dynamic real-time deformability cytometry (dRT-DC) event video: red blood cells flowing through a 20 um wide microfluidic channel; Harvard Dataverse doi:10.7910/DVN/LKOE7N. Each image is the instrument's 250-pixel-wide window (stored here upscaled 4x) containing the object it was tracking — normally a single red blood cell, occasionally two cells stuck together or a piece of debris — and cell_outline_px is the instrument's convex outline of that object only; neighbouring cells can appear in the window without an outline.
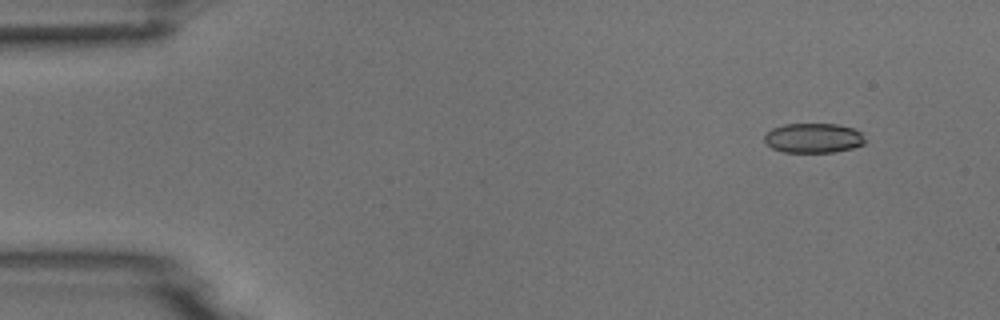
{"species": "common noctule bat (a hibernating species)", "species_latin": "Nyctalus noctula", "temperature_condition": "room temperature", "stored_images_in_passage": 5, "camera_frame_rate_fps": 3000, "um_per_image_px": 0.085, "animal": {"sex": "male", "body_mass_g": 18.8}, "frame": {"image": 1, "passage_image": 2, "time_ms": 1.0, "image_size_px": [1000, 320], "cell_outline_px": [[864, 144], [852, 148], [836, 152], [784, 152], [772, 148], [764, 140], [764, 136], [772, 128], [784, 124], [836, 124], [852, 128], [860, 132], [864, 140]], "centroid_in_image_um": [69.12, 11.73], "position_along_channel_um": 15.9, "area_um2": 17.28}}
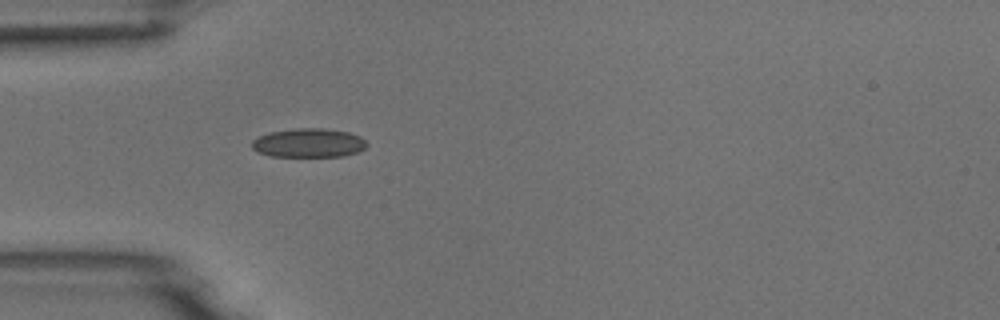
{"frame": {"image": 2, "passage_image": 5, "time_ms": 4.667, "image_size_px": [1000, 320], "cell_outline_px": [[368, 144], [364, 148], [356, 152], [344, 156], [272, 156], [256, 152], [252, 148], [252, 140], [268, 132], [296, 128], [324, 128], [348, 132], [360, 136]], "centroid_in_image_um": [26.22, 12.14], "position_along_channel_um": 58.8, "area_um2": 19.36}}